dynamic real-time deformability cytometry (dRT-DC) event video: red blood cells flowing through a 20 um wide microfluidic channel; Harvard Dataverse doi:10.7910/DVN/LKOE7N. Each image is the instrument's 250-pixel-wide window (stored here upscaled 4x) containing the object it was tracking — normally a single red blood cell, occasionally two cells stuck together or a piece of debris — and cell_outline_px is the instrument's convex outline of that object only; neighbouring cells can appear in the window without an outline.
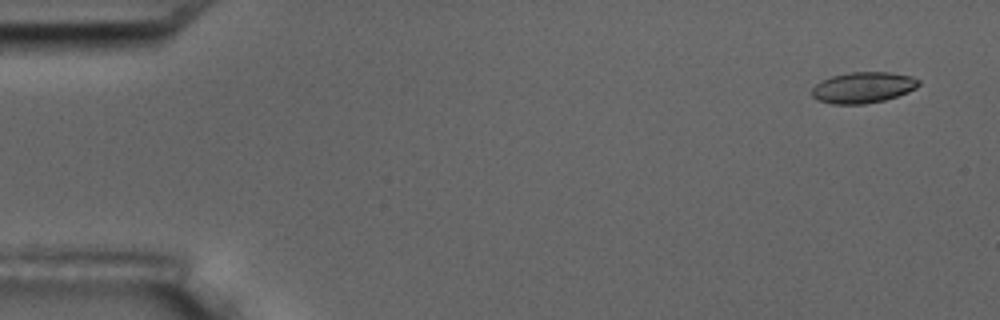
{"species": "common noctule bat (a hibernating species)", "species_latin": "Nyctalus noctula", "temperature_condition": "room temperature", "stored_images_in_passage": 5, "camera_frame_rate_fps": 3000, "um_per_image_px": 0.085, "animal": {"sex": "male", "body_mass_g": 17.5, "forearm_length_mm": 52.3}, "frame": {"image": 1, "passage_image": 1, "time_ms": 0.0, "image_size_px": [1000, 320], "cell_outline_px": [[920, 84], [916, 88], [908, 92], [884, 100], [864, 104], [832, 104], [816, 100], [812, 96], [812, 88], [816, 84], [832, 76], [848, 72], [892, 72], [912, 76], [920, 80]], "centroid_in_image_um": [73.37, 7.43], "position_along_channel_um": 11.6, "area_um2": 19.36}}
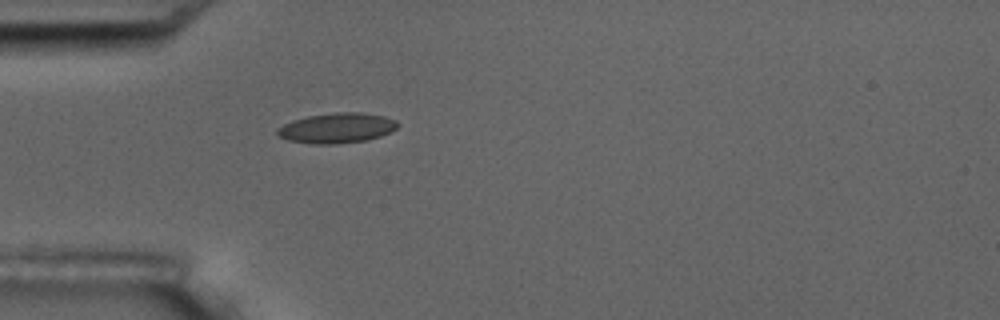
{"frame": {"image": 2, "passage_image": 5, "time_ms": 4.667, "image_size_px": [1000, 320], "cell_outline_px": [[400, 124], [392, 132], [368, 140], [336, 144], [312, 144], [288, 140], [280, 136], [276, 132], [276, 128], [292, 120], [308, 116], [336, 112], [360, 112], [384, 116], [396, 120]], "centroid_in_image_um": [28.65, 10.88], "position_along_channel_um": 56.3, "area_um2": 21.27}}